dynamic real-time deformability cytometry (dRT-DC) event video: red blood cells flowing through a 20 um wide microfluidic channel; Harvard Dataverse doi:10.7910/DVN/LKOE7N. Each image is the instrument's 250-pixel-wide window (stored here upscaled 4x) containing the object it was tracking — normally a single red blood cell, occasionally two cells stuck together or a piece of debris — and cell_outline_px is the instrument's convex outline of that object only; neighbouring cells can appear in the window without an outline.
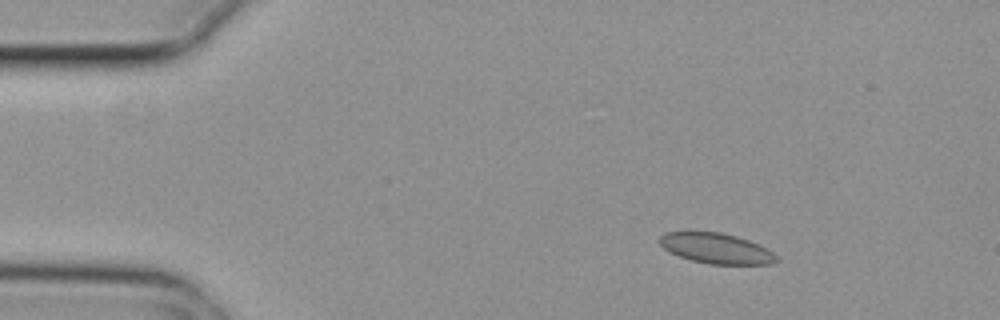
{"species": "common noctule bat (a hibernating species)", "species_latin": "Nyctalus noctula", "temperature_condition": "cold", "stored_images_in_passage": 2, "camera_frame_rate_fps": 3000, "um_per_image_px": 0.085, "animal": {"sex": "female", "body_mass_g": 29.2, "forearm_length_mm": 56.3}, "frame": {"image": 1, "passage_image": 2, "time_ms": 0.333, "image_size_px": [1000, 320], "cell_outline_px": [[780, 260], [772, 264], [708, 264], [692, 260], [680, 256], [664, 248], [660, 244], [660, 236], [664, 232], [688, 228], [720, 232], [736, 236], [748, 240], [768, 248]], "centroid_in_image_um": [60.83, 21.06], "position_along_channel_um": 24.2, "area_um2": 21.33}}